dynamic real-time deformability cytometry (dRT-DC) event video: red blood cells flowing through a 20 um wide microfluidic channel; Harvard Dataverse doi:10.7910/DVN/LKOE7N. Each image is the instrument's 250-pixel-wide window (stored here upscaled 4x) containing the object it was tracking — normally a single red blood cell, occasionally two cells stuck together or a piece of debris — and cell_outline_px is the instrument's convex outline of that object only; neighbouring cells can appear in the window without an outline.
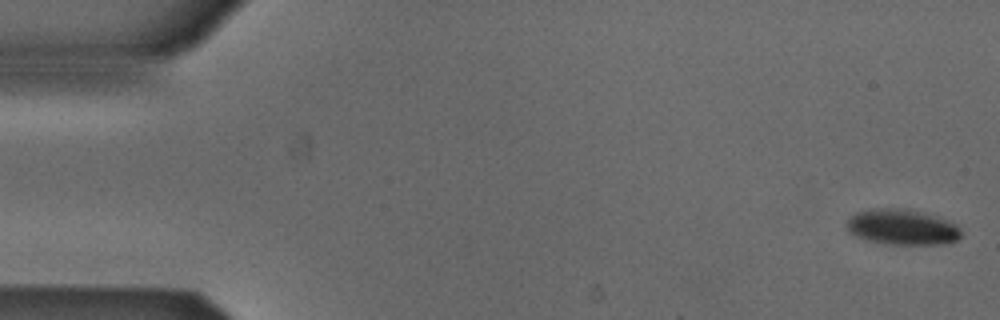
{"species": "Egyptian fruit bat (a non-hibernating species)", "species_latin": "Rousettus aegyptiacus", "temperature_condition": "cold", "stored_images_in_passage": 5, "segment_of_instrument_passage": [1, 2], "camera_frame_rate_fps": 3000, "um_per_image_px": 0.085, "animal": {"sex": "male"}, "frame": {"image": 1, "passage_image": 1, "time_ms": 0.0, "image_size_px": [1000, 320], "cell_outline_px": [[960, 236], [956, 240], [944, 244], [888, 244], [868, 240], [856, 236], [848, 232], [848, 220], [856, 212], [872, 208], [904, 208], [932, 216], [956, 224], [960, 228]], "centroid_in_image_um": [76.65, 19.31], "position_along_channel_um": 8.3, "area_um2": 23.29}}
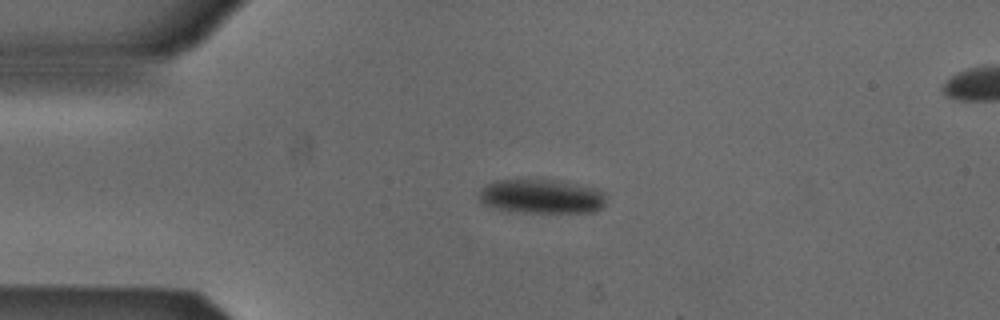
{"frame": {"image": 2, "passage_image": 4, "time_ms": 1.0, "image_size_px": [1000, 320], "cell_outline_px": [[604, 208], [596, 212], [508, 212], [492, 208], [484, 204], [480, 200], [480, 188], [484, 184], [496, 180], [556, 180], [576, 184], [592, 188], [604, 192]], "centroid_in_image_um": [45.98, 16.71], "position_along_channel_um": 39.0, "area_um2": 25.49}}